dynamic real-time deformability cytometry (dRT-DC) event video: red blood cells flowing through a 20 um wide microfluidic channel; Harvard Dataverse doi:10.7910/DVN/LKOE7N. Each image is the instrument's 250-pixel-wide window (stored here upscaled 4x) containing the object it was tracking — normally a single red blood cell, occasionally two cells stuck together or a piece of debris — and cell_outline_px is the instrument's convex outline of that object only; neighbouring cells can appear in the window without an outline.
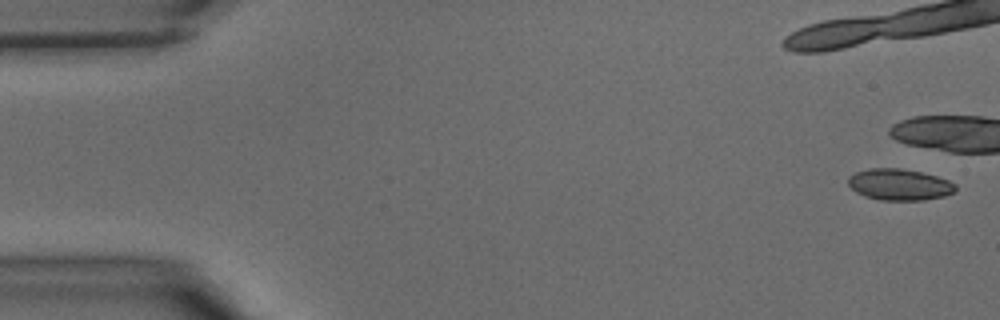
{"species": "common noctule bat (a hibernating species)", "species_latin": "Nyctalus noctula", "temperature_condition": "warm", "stored_images_in_passage": 6, "camera_frame_rate_fps": 3000, "um_per_image_px": 0.085, "animal": {"sex": "male", "body_mass_g": 15.6}, "frame": {"image": 1, "passage_image": 1, "time_ms": 0.0, "image_size_px": [1000, 320], "cell_outline_px": [[956, 192], [944, 196], [924, 200], [880, 200], [864, 196], [856, 192], [848, 184], [848, 176], [856, 172], [868, 168], [900, 168], [920, 172], [936, 176], [948, 180], [956, 184]], "centroid_in_image_um": [76.45, 15.69], "position_along_channel_um": 8.6, "area_um2": 19.71}}